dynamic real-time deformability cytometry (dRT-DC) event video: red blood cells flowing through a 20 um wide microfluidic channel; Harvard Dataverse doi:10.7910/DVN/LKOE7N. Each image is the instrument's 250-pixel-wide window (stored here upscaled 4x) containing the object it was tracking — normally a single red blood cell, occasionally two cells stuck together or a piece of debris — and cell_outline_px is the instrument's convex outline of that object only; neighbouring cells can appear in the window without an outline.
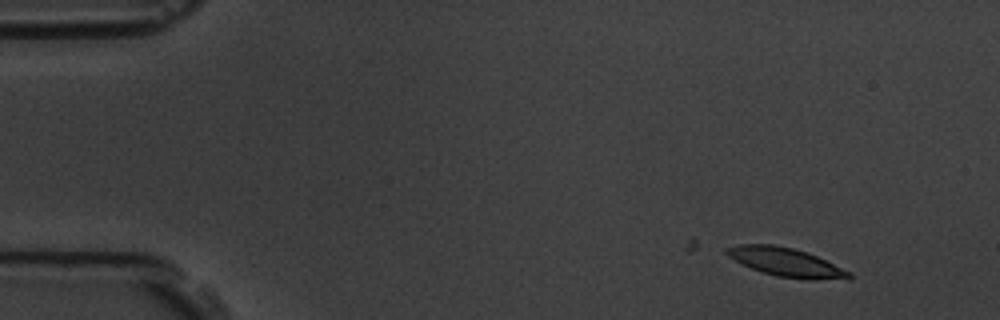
{"species": "common noctule bat (a hibernating species)", "species_latin": "Nyctalus noctula", "temperature_condition": "room temperature", "stored_images_in_passage": 17, "camera_frame_rate_fps": 3000, "um_per_image_px": 0.085, "animal": {"sex": "male", "body_mass_g": 19.5, "forearm_length_mm": 54.6}, "frame": {"image": 1, "passage_image": 1, "time_ms": 0.0, "image_size_px": [1000, 320], "cell_outline_px": [[852, 276], [848, 280], [812, 280], [776, 276], [752, 268], [728, 256], [724, 252], [724, 248], [740, 244], [772, 244], [792, 248], [816, 256], [852, 272]], "centroid_in_image_um": [66.86, 22.3], "position_along_channel_um": 18.1, "area_um2": 20.35}}